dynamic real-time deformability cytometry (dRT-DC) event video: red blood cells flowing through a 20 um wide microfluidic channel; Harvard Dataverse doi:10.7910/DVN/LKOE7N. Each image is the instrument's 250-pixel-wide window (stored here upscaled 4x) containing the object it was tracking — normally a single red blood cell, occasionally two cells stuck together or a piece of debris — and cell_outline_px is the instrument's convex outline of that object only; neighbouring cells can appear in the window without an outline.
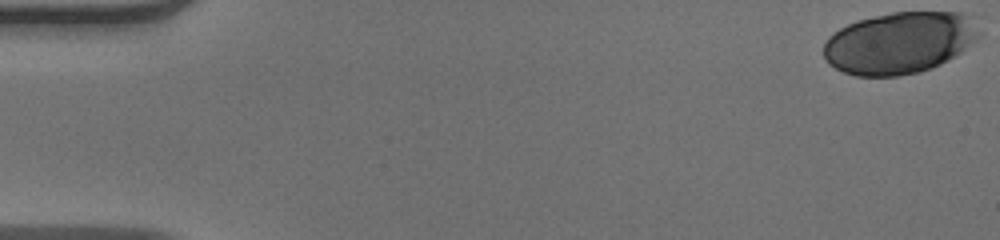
{"species": "human", "species_latin": "Homo sapiens", "temperature_condition": "warm", "stored_images_in_passage": 52, "camera_frame_rate_fps": 3000, "um_per_image_px": 0.085, "donor": {"sex": "male"}, "frame": {"image": 1, "passage_image": 1, "time_ms": 0.0, "image_size_px": [1000, 240], "cell_outline_px": [[980, 36], [976, 40], [956, 56], [932, 68], [920, 72], [896, 76], [856, 76], [844, 72], [828, 64], [824, 56], [824, 44], [828, 36], [840, 28], [848, 24], [860, 20], [892, 12], [960, 12], [972, 16], [980, 32]], "centroid_in_image_um": [76.48, 3.64], "position_along_channel_um": 8.5, "area_um2": 56.12}}
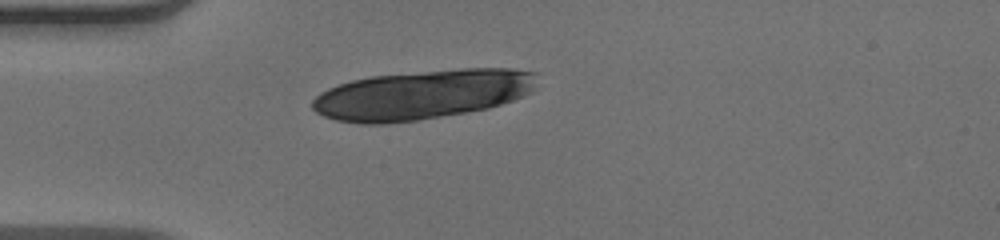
{"frame": {"image": 2, "passage_image": 15, "time_ms": 4.667, "image_size_px": [1000, 240], "cell_outline_px": [[536, 72], [532, 92], [524, 96], [488, 108], [468, 112], [416, 120], [384, 124], [360, 124], [336, 120], [324, 116], [316, 112], [312, 108], [312, 100], [320, 92], [328, 88], [352, 80], [372, 76], [460, 68], [512, 68]], "centroid_in_image_um": [35.87, 8.04], "position_along_channel_um": 49.1, "area_um2": 64.62}}
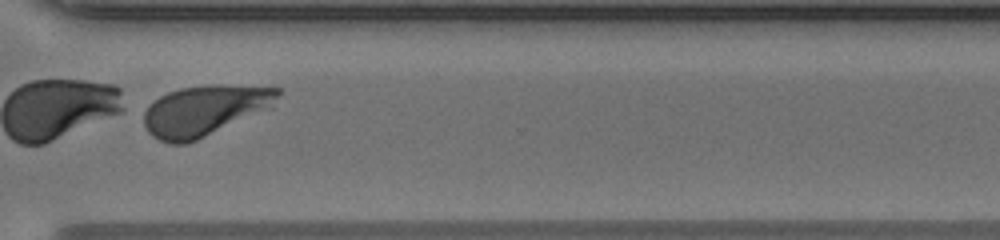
{"frame": {"image": 3, "passage_image": 40, "time_ms": 13.0, "image_size_px": [1000, 240], "cell_outline_px": [[280, 92], [272, 108], [196, 140], [184, 144], [172, 144], [160, 140], [152, 136], [148, 132], [144, 124], [144, 112], [148, 104], [160, 96], [168, 92], [180, 88], [212, 84], [220, 84], [280, 88]], "centroid_in_image_um": [17.39, 9.38], "position_along_channel_um": 353.2, "area_um2": 39.48}}